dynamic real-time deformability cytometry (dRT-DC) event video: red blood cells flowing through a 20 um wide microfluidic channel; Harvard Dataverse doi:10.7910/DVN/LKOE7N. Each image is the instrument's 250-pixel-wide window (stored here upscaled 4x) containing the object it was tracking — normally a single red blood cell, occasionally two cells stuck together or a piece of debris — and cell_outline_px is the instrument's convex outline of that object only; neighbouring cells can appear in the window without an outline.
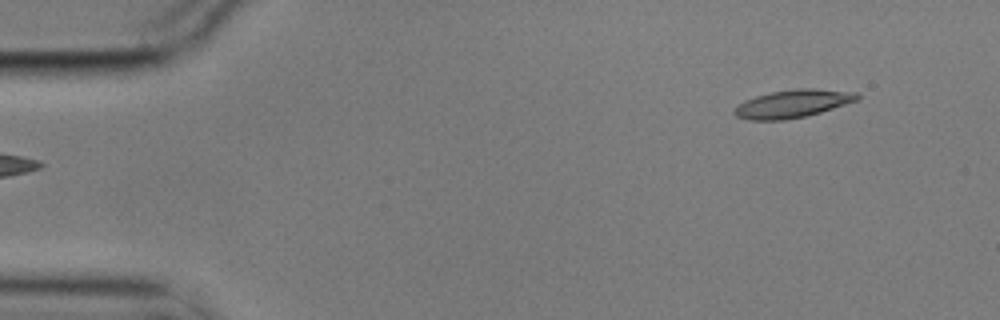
{"species": "common noctule bat (a hibernating species)", "species_latin": "Nyctalus noctula", "temperature_condition": "cold", "stored_images_in_passage": 52, "camera_frame_rate_fps": 3000, "um_per_image_px": 0.085, "animal": {"sex": "male", "body_mass_g": 17.9}, "frame": {"image": 1, "passage_image": 1, "time_ms": 0.0, "image_size_px": [1000, 320], "cell_outline_px": [[860, 100], [820, 112], [804, 116], [784, 120], [748, 120], [736, 116], [732, 112], [744, 100], [756, 96], [772, 92], [796, 88], [816, 88], [856, 92], [860, 96]], "centroid_in_image_um": [67.41, 8.81], "position_along_channel_um": 17.6, "area_um2": 20.0}}
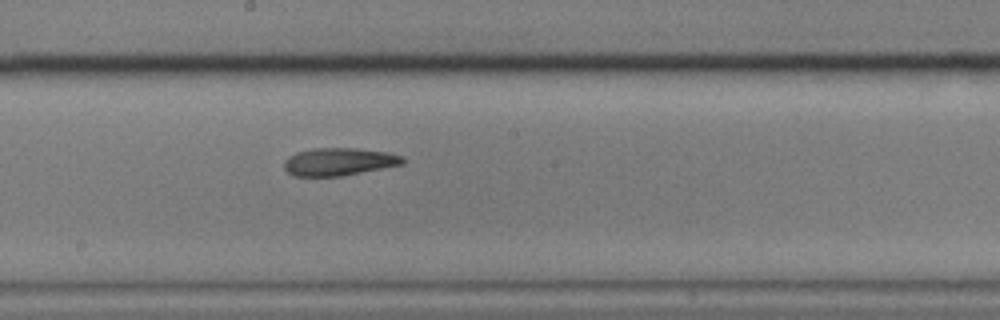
{"frame": {"image": 2, "passage_image": 26, "time_ms": 8.333, "image_size_px": [1000, 320], "cell_outline_px": [[404, 164], [340, 176], [292, 176], [284, 168], [284, 160], [288, 156], [296, 152], [312, 148], [356, 148], [388, 152], [404, 156]], "centroid_in_image_um": [28.79, 13.74], "position_along_channel_um": 219.4, "area_um2": 19.25}}
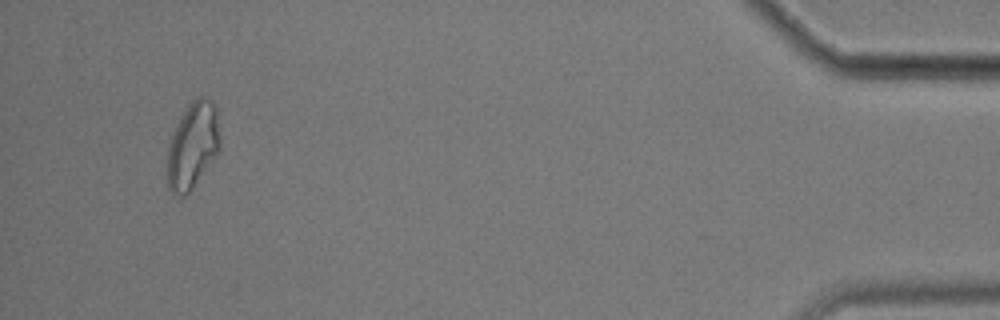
{"frame": {"image": 3, "passage_image": 49, "time_ms": 16.0, "image_size_px": [1000, 320], "cell_outline_px": [[220, 148], [192, 188], [184, 196], [180, 196], [172, 192], [168, 188], [168, 144], [188, 104], [196, 96], [208, 96], [212, 100], [216, 108], [220, 136]], "centroid_in_image_um": [16.4, 12.32], "position_along_channel_um": 418.8, "area_um2": 26.07}, "authors_computed_cell_mechanics": {"area_um2": 19.5653, "velocity_mm_per_s": 3.5487, "shape_relaxation_time_tau1_ms": 6.1108, "shape_relaxation_time_tau2_ms": null, "deformation_change_tau1": 0.1741, "deformation_change_tau2": null}}